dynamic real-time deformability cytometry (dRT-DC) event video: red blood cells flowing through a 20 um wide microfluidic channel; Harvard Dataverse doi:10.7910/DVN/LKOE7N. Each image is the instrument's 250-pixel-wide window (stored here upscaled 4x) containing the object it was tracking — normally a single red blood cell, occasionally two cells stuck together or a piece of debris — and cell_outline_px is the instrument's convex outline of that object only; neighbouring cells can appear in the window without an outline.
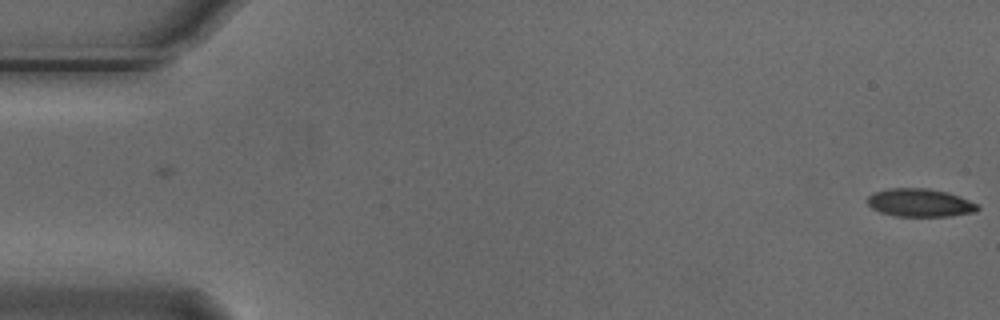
{"species": "Egyptian fruit bat (a non-hibernating species)", "species_latin": "Rousettus aegyptiacus", "temperature_condition": "cold", "stored_images_in_passage": 2, "camera_frame_rate_fps": 3000, "um_per_image_px": 0.085, "animal": {"sex": "male"}, "frame": {"image": 1, "passage_image": 1, "time_ms": 0.0, "image_size_px": [1000, 320], "cell_outline_px": [[980, 208], [976, 212], [952, 216], [896, 216], [880, 212], [872, 208], [868, 204], [868, 196], [872, 192], [888, 188], [928, 188], [948, 192], [960, 196], [980, 204]], "centroid_in_image_um": [78.24, 17.23], "position_along_channel_um": 6.8, "area_um2": 18.32}}